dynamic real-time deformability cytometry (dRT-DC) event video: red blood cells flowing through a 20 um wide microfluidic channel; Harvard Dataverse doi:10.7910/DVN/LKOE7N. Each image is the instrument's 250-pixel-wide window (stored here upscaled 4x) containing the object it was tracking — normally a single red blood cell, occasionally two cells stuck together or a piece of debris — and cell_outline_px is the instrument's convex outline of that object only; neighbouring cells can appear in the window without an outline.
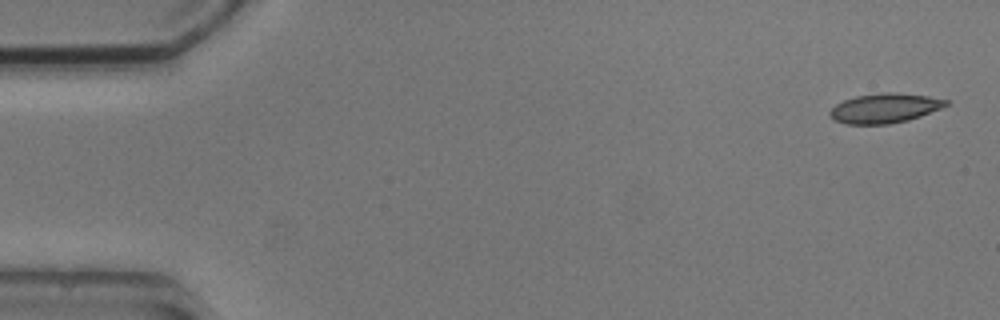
{"species": "common noctule bat (a hibernating species)", "species_latin": "Nyctalus noctula", "temperature_condition": "cold", "stored_images_in_passage": 4, "camera_frame_rate_fps": 3000, "um_per_image_px": 0.085, "animal": {"sex": "male", "body_mass_g": 20.5, "forearm_length_mm": 52.5}, "frame": {"image": 1, "passage_image": 1, "time_ms": 0.0, "image_size_px": [1000, 320], "cell_outline_px": [[948, 104], [940, 108], [920, 116], [908, 120], [888, 124], [844, 124], [836, 120], [828, 112], [836, 104], [844, 100], [856, 96], [884, 92], [896, 92], [928, 96], [948, 100]], "centroid_in_image_um": [75.19, 9.19], "position_along_channel_um": 9.8, "area_um2": 19.83}}
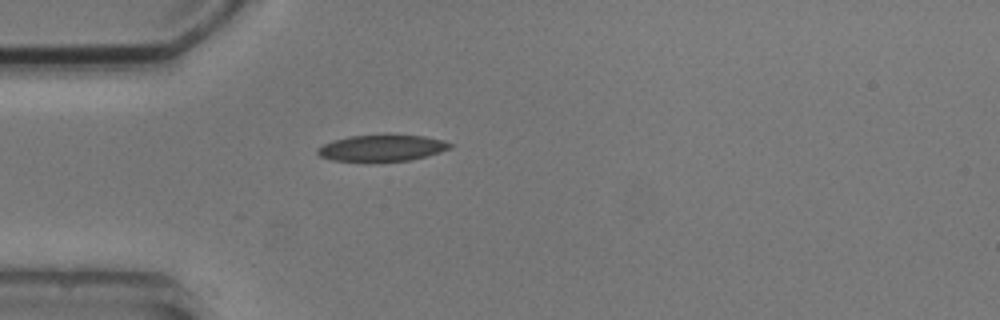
{"frame": {"image": 2, "passage_image": 4, "time_ms": 4.333, "image_size_px": [1000, 320], "cell_outline_px": [[452, 148], [440, 152], [408, 160], [368, 164], [364, 164], [332, 160], [320, 156], [316, 152], [316, 148], [332, 140], [348, 136], [424, 136], [444, 140], [452, 144]], "centroid_in_image_um": [32.39, 12.63], "position_along_channel_um": 52.6, "area_um2": 20.81}}